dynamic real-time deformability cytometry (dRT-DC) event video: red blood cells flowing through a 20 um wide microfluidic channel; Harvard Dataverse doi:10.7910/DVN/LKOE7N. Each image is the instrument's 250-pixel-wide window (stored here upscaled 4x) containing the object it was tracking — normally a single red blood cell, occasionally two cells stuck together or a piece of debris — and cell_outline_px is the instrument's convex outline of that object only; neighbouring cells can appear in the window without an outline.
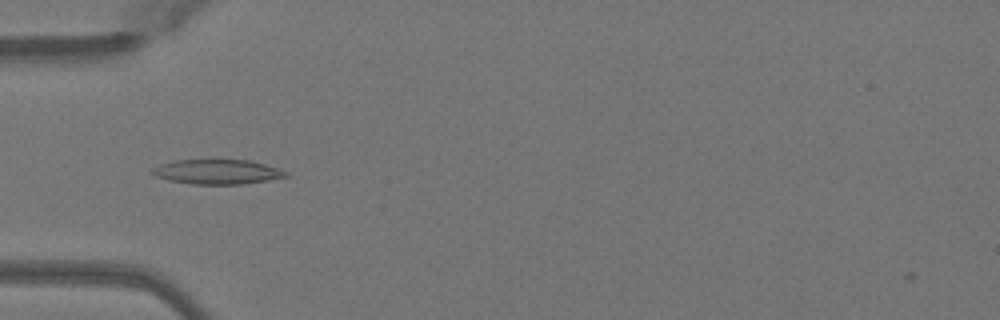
{"species": "Egyptian fruit bat (a non-hibernating species)", "species_latin": "Rousettus aegyptiacus", "temperature_condition": "warm", "stored_images_in_passage": 48, "camera_frame_rate_fps": 3000, "um_per_image_px": 0.085, "animal": {"sex": "female"}, "frame": {"image": 1, "passage_image": 15, "time_ms": 4.667, "image_size_px": [1000, 320], "cell_outline_px": [[288, 176], [268, 180], [240, 184], [192, 184], [168, 180], [156, 176], [148, 172], [152, 168], [160, 164], [176, 160], [212, 156], [216, 156], [252, 160], [288, 172]], "centroid_in_image_um": [18.41, 14.54], "position_along_channel_um": 66.6, "area_um2": 20.29}}
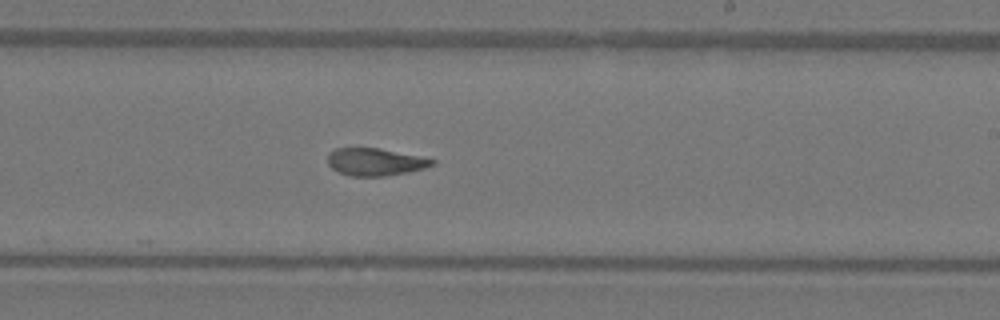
{"frame": {"image": 2, "passage_image": 29, "time_ms": 9.333, "image_size_px": [1000, 320], "cell_outline_px": [[436, 164], [424, 168], [408, 172], [384, 176], [352, 176], [340, 172], [332, 168], [328, 164], [328, 152], [336, 148], [380, 148], [420, 156], [436, 160]], "centroid_in_image_um": [31.91, 13.75], "position_along_channel_um": 257.1, "area_um2": 16.7}}
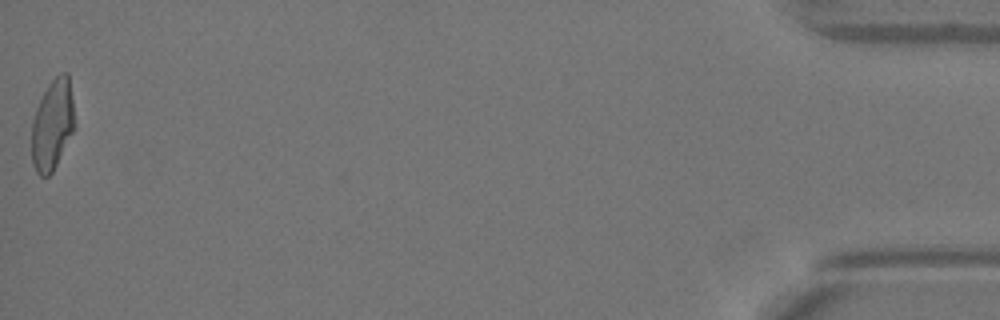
{"frame": {"image": 3, "passage_image": 48, "time_ms": 15.667, "image_size_px": [1000, 320], "cell_outline_px": [[72, 132], [52, 172], [48, 176], [40, 176], [36, 172], [32, 164], [32, 120], [36, 108], [48, 84], [60, 72], [68, 72], [72, 100]], "centroid_in_image_um": [4.41, 10.6], "position_along_channel_um": 430.8, "area_um2": 22.02}, "authors_computed_cell_mechanics": {"area_um2": 19.7676, "velocity_mm_per_s": 4.0862, "shape_relaxation_time_tau1_ms": null, "shape_relaxation_time_tau2_ms": 1.6522, "deformation_change_tau1": null, "deformation_change_tau2": 0.0787}}